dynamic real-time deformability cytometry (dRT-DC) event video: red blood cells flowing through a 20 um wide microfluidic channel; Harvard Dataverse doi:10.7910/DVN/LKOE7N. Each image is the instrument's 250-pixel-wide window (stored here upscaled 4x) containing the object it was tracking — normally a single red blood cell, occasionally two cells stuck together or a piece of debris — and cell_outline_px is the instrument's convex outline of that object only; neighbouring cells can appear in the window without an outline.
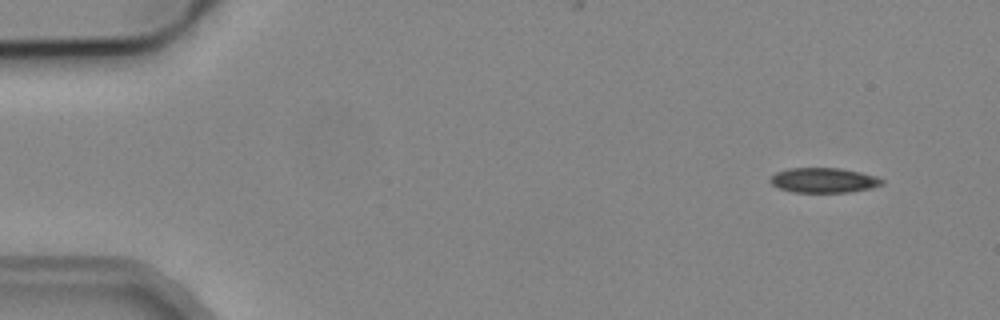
{"species": "common noctule bat (a hibernating species)", "species_latin": "Nyctalus noctula", "temperature_condition": "cold", "stored_images_in_passage": 5, "camera_frame_rate_fps": 3000, "um_per_image_px": 0.085, "animal": {"sex": "male", "body_mass_g": 19.2, "forearm_length_mm": 51.8}, "frame": {"image": 1, "passage_image": 1, "time_ms": 0.0, "image_size_px": [1000, 320], "cell_outline_px": [[884, 184], [872, 188], [848, 192], [796, 192], [780, 188], [772, 184], [768, 180], [776, 172], [788, 168], [840, 168], [860, 172], [876, 176], [884, 180]], "centroid_in_image_um": [70.04, 15.31], "position_along_channel_um": 15.0, "area_um2": 16.18}}
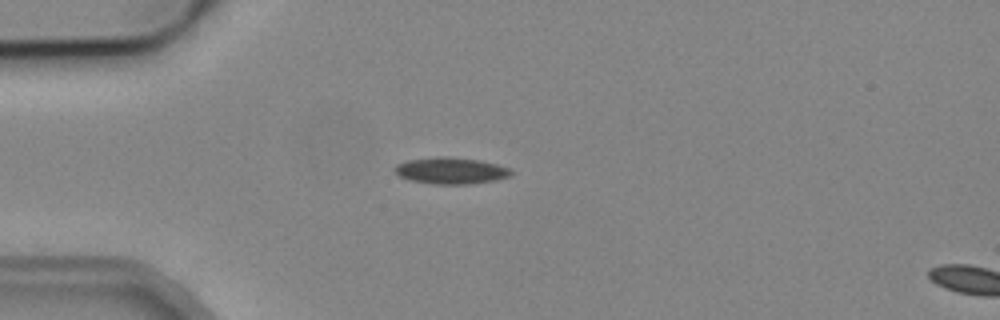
{"frame": {"image": 2, "passage_image": 4, "time_ms": 3.333, "image_size_px": [1000, 320], "cell_outline_px": [[512, 176], [496, 180], [468, 184], [432, 184], [412, 180], [400, 176], [392, 168], [396, 164], [408, 160], [444, 156], [480, 160], [512, 168]], "centroid_in_image_um": [38.36, 14.51], "position_along_channel_um": 46.6, "area_um2": 17.98}}